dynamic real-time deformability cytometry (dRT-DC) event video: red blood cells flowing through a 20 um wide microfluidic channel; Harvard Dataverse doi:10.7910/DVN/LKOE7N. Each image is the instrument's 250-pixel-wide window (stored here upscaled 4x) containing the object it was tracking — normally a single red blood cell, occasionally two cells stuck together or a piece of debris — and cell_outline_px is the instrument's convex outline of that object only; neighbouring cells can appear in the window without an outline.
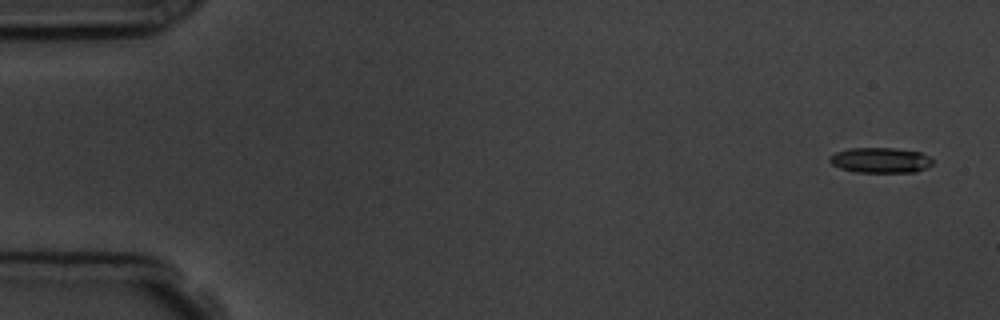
{"species": "common noctule bat (a hibernating species)", "species_latin": "Nyctalus noctula", "temperature_condition": "room temperature", "stored_images_in_passage": 5, "camera_frame_rate_fps": 3000, "um_per_image_px": 0.085, "animal": {"sex": "male", "body_mass_g": 19.5, "forearm_length_mm": 54.6}, "frame": {"image": 1, "passage_image": 1, "time_ms": 0.0, "image_size_px": [1000, 320], "cell_outline_px": [[932, 164], [916, 172], [856, 172], [840, 168], [832, 164], [828, 160], [828, 156], [836, 152], [848, 148], [896, 148], [920, 152], [928, 156], [932, 160]], "centroid_in_image_um": [74.79, 13.61], "position_along_channel_um": 10.2, "area_um2": 15.2}}
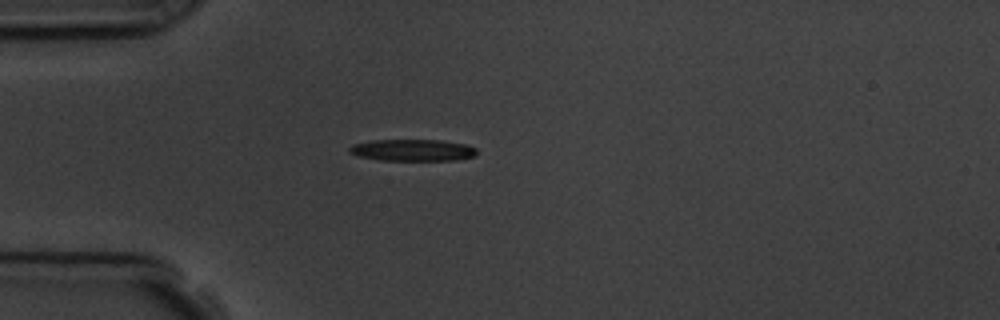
{"frame": {"image": 2, "passage_image": 5, "time_ms": 4.333, "image_size_px": [1000, 320], "cell_outline_px": [[476, 156], [456, 160], [380, 160], [360, 156], [348, 152], [348, 148], [352, 144], [368, 140], [440, 140], [468, 144], [476, 148]], "centroid_in_image_um": [35.08, 12.75], "position_along_channel_um": 49.9, "area_um2": 16.24}}